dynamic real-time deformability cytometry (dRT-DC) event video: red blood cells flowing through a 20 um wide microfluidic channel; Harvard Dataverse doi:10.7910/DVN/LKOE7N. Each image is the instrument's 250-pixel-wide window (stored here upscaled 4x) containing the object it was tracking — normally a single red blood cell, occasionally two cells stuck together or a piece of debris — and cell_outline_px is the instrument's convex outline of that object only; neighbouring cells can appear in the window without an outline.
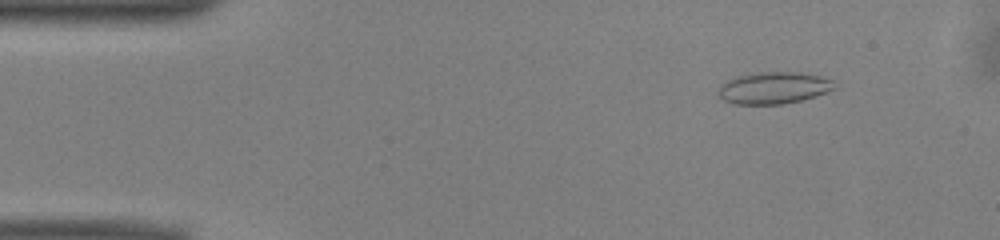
{"species": "common noctule bat (a hibernating species)", "species_latin": "Nyctalus noctula", "temperature_condition": "warm", "stored_images_in_passage": 51, "camera_frame_rate_fps": 3000, "um_per_image_px": 0.085, "animal": {"sex": "male", "body_mass_g": 13.0, "forearm_length_mm": 53.1}, "frame": {"image": 1, "passage_image": 6, "time_ms": 1.667, "image_size_px": [1000, 240], "cell_outline_px": [[836, 88], [828, 92], [804, 100], [780, 104], [732, 104], [724, 100], [720, 96], [720, 88], [728, 80], [736, 76], [756, 72], [804, 72], [820, 76], [832, 80]], "centroid_in_image_um": [65.82, 7.47], "position_along_channel_um": 19.2, "area_um2": 21.56}}
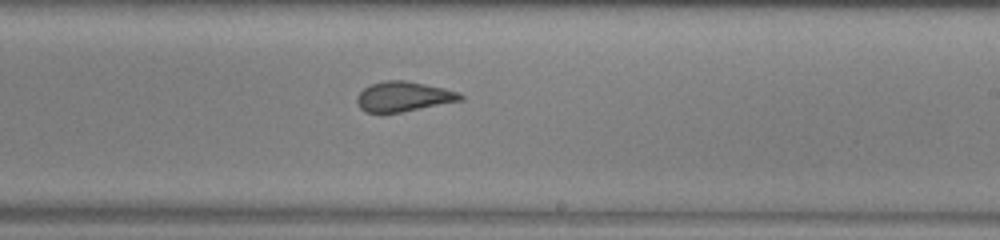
{"frame": {"image": 2, "passage_image": 30, "time_ms": 9.667, "image_size_px": [1000, 240], "cell_outline_px": [[464, 100], [380, 116], [364, 112], [360, 108], [356, 100], [356, 96], [364, 88], [380, 80], [404, 80], [444, 88], [460, 92], [464, 96]], "centroid_in_image_um": [34.25, 8.24], "position_along_channel_um": 254.7, "area_um2": 18.61}}
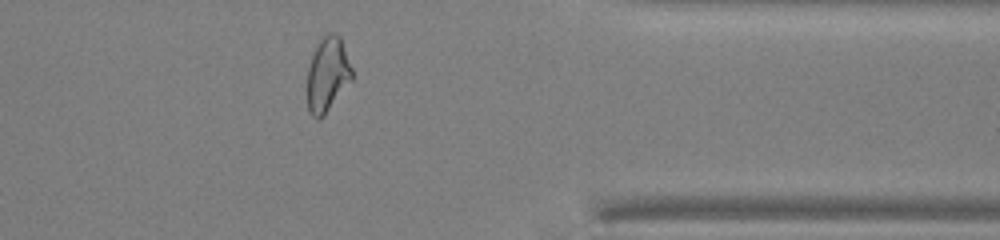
{"frame": {"image": 3, "passage_image": 41, "time_ms": 13.333, "image_size_px": [1000, 240], "cell_outline_px": [[352, 80], [324, 116], [320, 120], [316, 120], [308, 112], [308, 68], [312, 56], [320, 40], [328, 32], [336, 32], [340, 36], [352, 68]], "centroid_in_image_um": [27.85, 6.36], "position_along_channel_um": 383.6, "area_um2": 19.42}, "authors_computed_cell_mechanics": {"area_um2": 20.0566, "velocity_mm_per_s": 3.9754, "shape_relaxation_time_tau1_ms": null, "shape_relaxation_time_tau2_ms": 1.187, "deformation_change_tau1": null, "deformation_change_tau2": 0.0632}}